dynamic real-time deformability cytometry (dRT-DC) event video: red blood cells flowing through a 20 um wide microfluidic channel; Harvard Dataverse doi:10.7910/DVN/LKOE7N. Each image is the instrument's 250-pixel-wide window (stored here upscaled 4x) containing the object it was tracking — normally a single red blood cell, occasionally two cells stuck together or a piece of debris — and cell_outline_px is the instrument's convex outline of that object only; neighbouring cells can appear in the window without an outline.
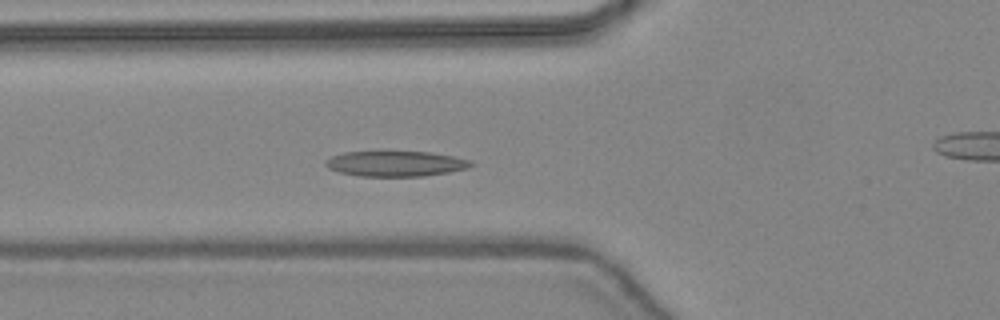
{"species": "common noctule bat (a hibernating species)", "species_latin": "Nyctalus noctula", "temperature_condition": "warm", "stored_images_in_passage": 45, "camera_frame_rate_fps": 3000, "um_per_image_px": 0.085, "animal": {"sex": "female", "body_mass_g": 24.6, "forearm_length_mm": 56.2}, "frame": {"image": 1, "passage_image": 15, "time_ms": 4.667, "image_size_px": [1000, 320], "cell_outline_px": [[472, 164], [468, 168], [448, 172], [424, 176], [360, 176], [340, 172], [328, 168], [324, 164], [324, 160], [332, 156], [344, 152], [380, 148], [428, 152], [452, 156], [472, 160]], "centroid_in_image_um": [33.55, 13.85], "position_along_channel_um": 92.2, "area_um2": 22.54}}
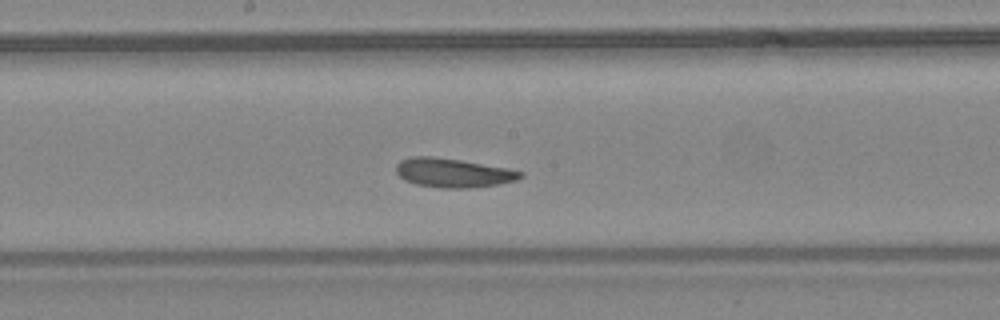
{"frame": {"image": 2, "passage_image": 23, "time_ms": 7.333, "image_size_px": [1000, 320], "cell_outline_px": [[524, 176], [516, 180], [500, 184], [468, 188], [440, 188], [416, 184], [404, 180], [396, 172], [396, 164], [400, 160], [412, 156], [432, 156], [460, 160], [508, 168], [524, 172]], "centroid_in_image_um": [38.51, 14.69], "position_along_channel_um": 209.7, "area_um2": 21.15}}
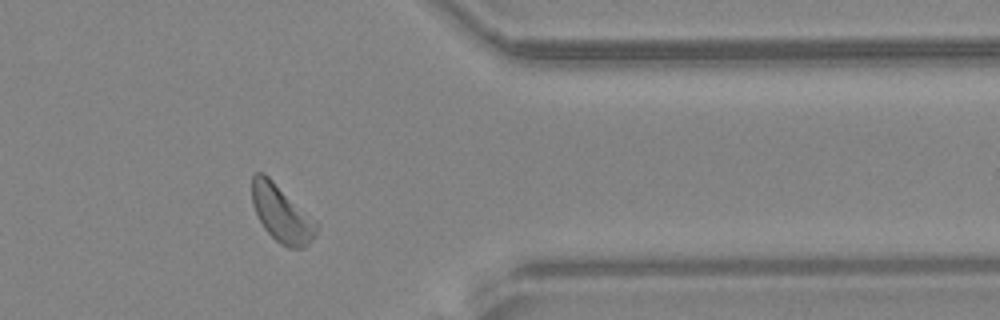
{"frame": {"image": 3, "passage_image": 36, "time_ms": 11.667, "image_size_px": [1000, 320], "cell_outline_px": [[320, 224], [316, 236], [304, 248], [288, 248], [280, 244], [264, 228], [252, 204], [252, 176], [256, 172], [264, 172]], "centroid_in_image_um": [23.96, 18.17], "position_along_channel_um": 387.4, "area_um2": 21.44}, "authors_computed_cell_mechanics": {"area_um2": 21.3282, "velocity_mm_per_s": 4.3989, "shape_relaxation_time_tau1_ms": 2.3802, "shape_relaxation_time_tau2_ms": 2.0299, "deformation_change_tau1": 0.1067, "deformation_change_tau2": 0.0836}}